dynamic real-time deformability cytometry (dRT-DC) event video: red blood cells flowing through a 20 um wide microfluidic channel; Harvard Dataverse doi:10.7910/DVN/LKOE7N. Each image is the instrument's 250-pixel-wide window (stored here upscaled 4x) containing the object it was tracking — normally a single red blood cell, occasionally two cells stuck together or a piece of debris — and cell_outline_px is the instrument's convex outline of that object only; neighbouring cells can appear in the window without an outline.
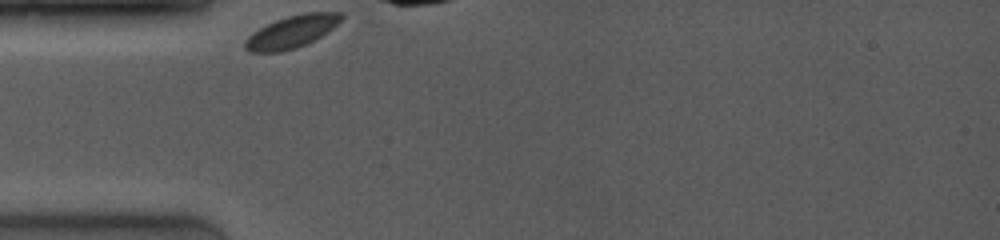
{"species": "common noctule bat (a hibernating species)", "species_latin": "Nyctalus noctula", "temperature_condition": "room temperature", "stored_images_in_passage": 21, "camera_frame_rate_fps": 4000, "um_per_image_px": 0.085, "animal": {"sex": "female", "body_mass_g": 19.0, "forearm_length_mm": 53.3}, "frame": {"image": 1, "passage_image": 1, "time_ms": 0.0, "image_size_px": [1000, 240], "cell_outline_px": [[344, 16], [332, 28], [320, 36], [296, 48], [280, 52], [248, 52], [244, 48], [244, 40], [252, 32], [276, 20], [288, 16], [304, 12], [344, 12]], "centroid_in_image_um": [24.76, 2.69], "position_along_channel_um": 60.2, "area_um2": 17.98}}
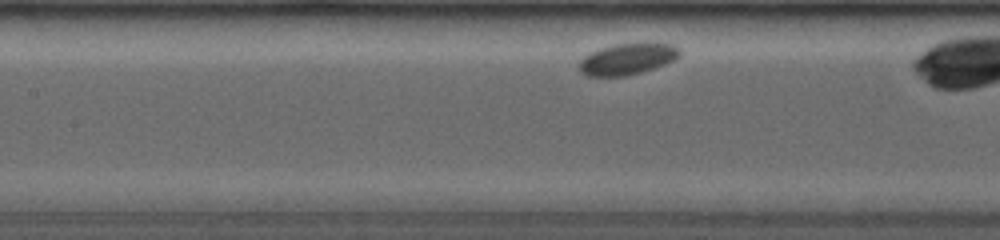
{"frame": {"image": 2, "passage_image": 7, "time_ms": 2.75, "image_size_px": [1000, 240], "cell_outline_px": [[680, 56], [676, 60], [640, 72], [624, 76], [588, 76], [580, 72], [580, 60], [588, 52], [612, 44], [644, 40], [648, 40], [672, 44], [680, 48]], "centroid_in_image_um": [53.37, 4.95], "position_along_channel_um": 154.0, "area_um2": 19.07}}
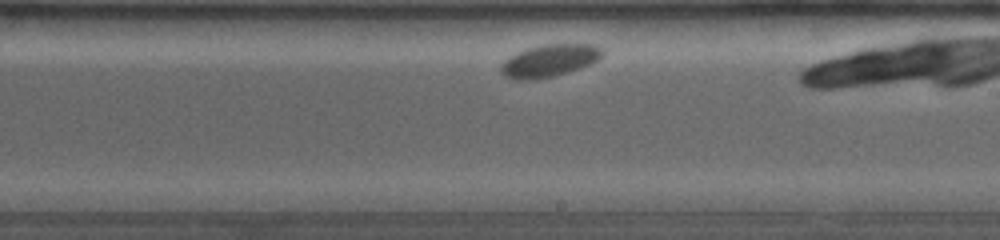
{"frame": {"image": 3, "passage_image": 12, "time_ms": 5.25, "image_size_px": [1000, 240], "cell_outline_px": [[604, 52], [592, 64], [580, 68], [552, 76], [536, 80], [512, 80], [504, 76], [500, 72], [500, 64], [508, 56], [524, 48], [544, 44], [592, 44], [604, 48]], "centroid_in_image_um": [46.64, 5.15], "position_along_channel_um": 242.4, "area_um2": 19.48}}